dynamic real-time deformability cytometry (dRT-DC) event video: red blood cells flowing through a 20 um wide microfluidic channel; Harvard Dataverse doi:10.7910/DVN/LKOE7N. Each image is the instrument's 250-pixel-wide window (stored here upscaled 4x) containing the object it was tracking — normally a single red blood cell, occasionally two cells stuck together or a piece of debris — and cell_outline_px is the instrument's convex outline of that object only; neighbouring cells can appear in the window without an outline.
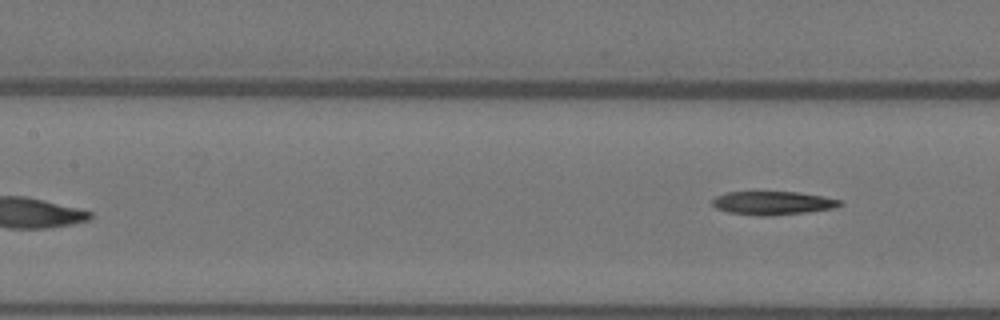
{"species": "Egyptian fruit bat (a non-hibernating species)", "species_latin": "Rousettus aegyptiacus", "temperature_condition": "warm", "stored_images_in_passage": 6, "camera_frame_rate_fps": 3000, "um_per_image_px": 0.085, "animal": {"sex": "female"}, "frame": {"image": 1, "passage_image": 6, "time_ms": 1.667, "image_size_px": [1000, 320], "cell_outline_px": [[844, 204], [836, 208], [808, 212], [768, 216], [764, 216], [728, 212], [716, 208], [712, 204], [712, 200], [716, 196], [728, 192], [800, 192], [840, 200]], "centroid_in_image_um": [65.71, 17.26], "position_along_channel_um": 141.7, "area_um2": 17.4}}